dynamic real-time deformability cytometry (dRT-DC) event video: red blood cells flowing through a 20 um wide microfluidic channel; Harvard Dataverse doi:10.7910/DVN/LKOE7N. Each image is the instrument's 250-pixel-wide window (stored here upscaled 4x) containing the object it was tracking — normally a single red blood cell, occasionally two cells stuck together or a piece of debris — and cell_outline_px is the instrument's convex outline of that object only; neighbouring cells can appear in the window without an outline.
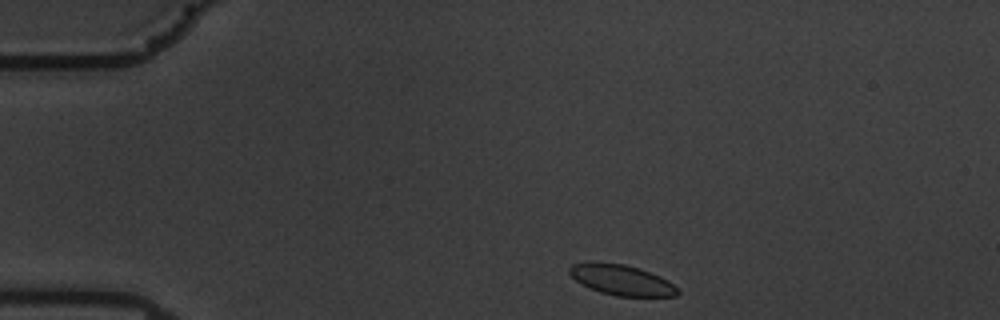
{"species": "common noctule bat (a hibernating species)", "species_latin": "Nyctalus noctula", "temperature_condition": "warm", "stored_images_in_passage": 48, "camera_frame_rate_fps": 3000, "um_per_image_px": 0.085, "animal": {"sex": "male", "body_mass_g": 19.5, "forearm_length_mm": 54.6}, "frame": {"image": 1, "passage_image": 1, "time_ms": 0.0, "image_size_px": [1000, 320], "cell_outline_px": [[680, 292], [676, 296], [616, 296], [600, 292], [588, 288], [580, 284], [568, 272], [568, 268], [572, 264], [588, 260], [596, 260], [624, 264], [640, 268], [660, 276], [668, 280]], "centroid_in_image_um": [52.76, 23.76], "position_along_channel_um": 32.2, "area_um2": 19.65}}
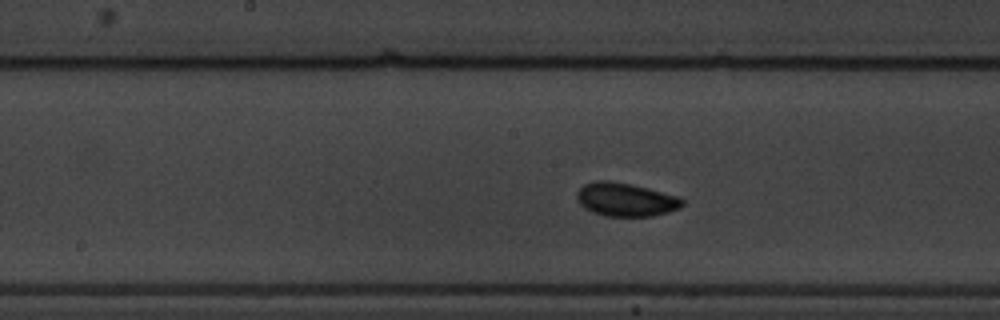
{"frame": {"image": 2, "passage_image": 20, "time_ms": 6.333, "image_size_px": [1000, 320], "cell_outline_px": [[684, 204], [680, 208], [668, 212], [652, 216], [604, 216], [592, 212], [584, 208], [576, 200], [576, 192], [584, 184], [596, 180], [608, 180], [632, 184], [680, 196], [684, 200]], "centroid_in_image_um": [53.18, 16.96], "position_along_channel_um": 195.0, "area_um2": 20.87}}
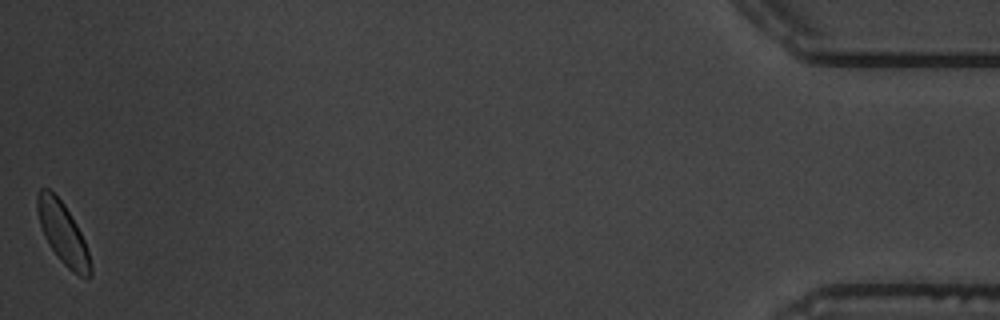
{"frame": {"image": 3, "passage_image": 48, "time_ms": 15.667, "image_size_px": [1000, 320], "cell_outline_px": [[92, 276], [88, 280], [72, 272], [60, 260], [44, 236], [40, 224], [36, 208], [36, 196], [40, 188], [48, 188], [64, 204], [76, 224], [84, 240], [92, 264]], "centroid_in_image_um": [5.35, 19.86], "position_along_channel_um": 429.8, "area_um2": 18.96}, "authors_computed_cell_mechanics": {"area_um2": 19.5364, "velocity_mm_per_s": 3.4675, "shape_relaxation_time_tau1_ms": 1.5085, "shape_relaxation_time_tau2_ms": null, "deformation_change_tau1": 0.0537, "deformation_change_tau2": null}}